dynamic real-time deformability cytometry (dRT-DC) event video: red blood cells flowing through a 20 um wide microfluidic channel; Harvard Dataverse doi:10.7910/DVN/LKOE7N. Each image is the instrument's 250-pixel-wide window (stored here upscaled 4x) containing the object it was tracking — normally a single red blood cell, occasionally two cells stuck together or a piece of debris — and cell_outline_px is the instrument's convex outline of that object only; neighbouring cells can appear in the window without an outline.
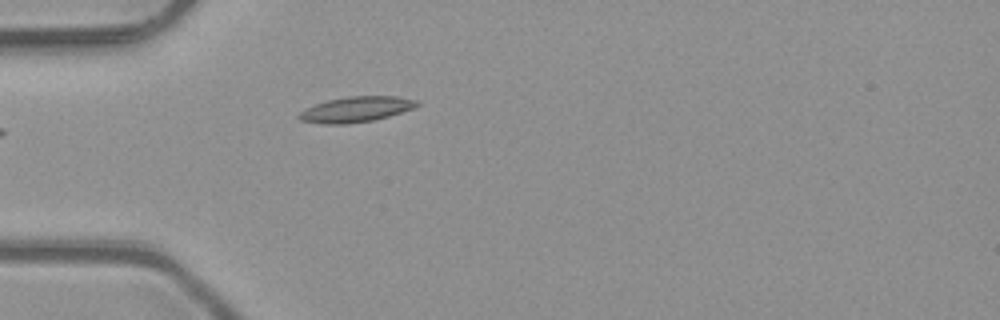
{"species": "common noctule bat (a hibernating species)", "species_latin": "Nyctalus noctula", "temperature_condition": "room temperature", "stored_images_in_passage": 5, "camera_frame_rate_fps": 3000, "um_per_image_px": 0.085, "animal": {"sex": "male", "body_mass_g": 23.1, "forearm_length_mm": 52.7}, "frame": {"image": 1, "passage_image": 1, "time_ms": 0.0, "image_size_px": [1000, 320], "cell_outline_px": [[420, 104], [416, 108], [388, 116], [372, 120], [344, 124], [324, 124], [300, 120], [296, 116], [304, 108], [328, 100], [348, 96], [396, 96], [416, 100]], "centroid_in_image_um": [30.26, 9.29], "position_along_channel_um": 54.7, "area_um2": 17.46}}
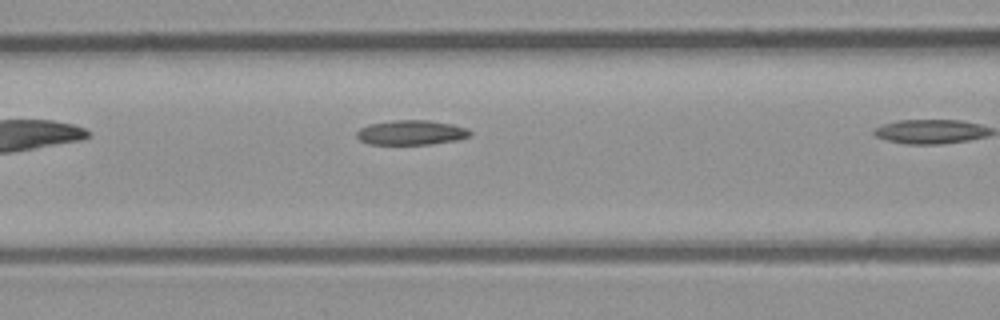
{"frame": {"image": 2, "passage_image": 4, "time_ms": 1.0, "image_size_px": [1000, 320], "cell_outline_px": [[472, 136], [460, 140], [432, 144], [368, 144], [360, 140], [356, 136], [356, 132], [360, 128], [368, 124], [396, 120], [428, 120], [452, 124], [468, 128], [472, 132]], "centroid_in_image_um": [35.0, 11.27], "position_along_channel_um": 131.6, "area_um2": 16.53}}